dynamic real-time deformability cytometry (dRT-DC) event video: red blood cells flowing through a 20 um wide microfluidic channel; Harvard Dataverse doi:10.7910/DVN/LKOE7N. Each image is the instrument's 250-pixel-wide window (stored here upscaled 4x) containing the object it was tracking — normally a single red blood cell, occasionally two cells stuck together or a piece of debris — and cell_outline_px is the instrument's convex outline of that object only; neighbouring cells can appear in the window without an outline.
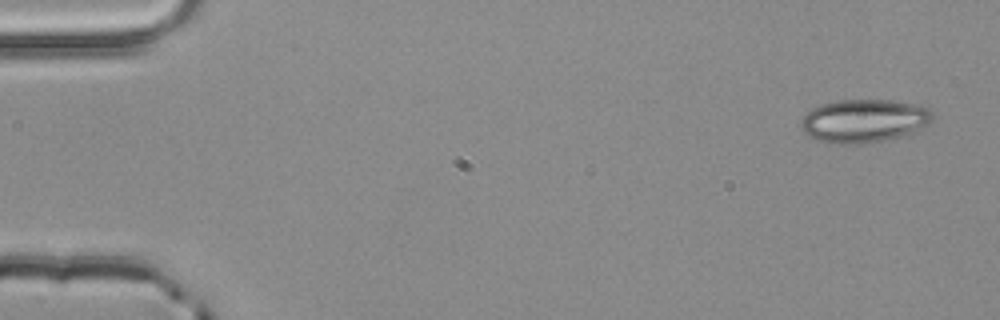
{"species": "common noctule bat (a hibernating species)", "species_latin": "Nyctalus noctula", "temperature_condition": "room temperature", "stored_images_in_passage": 4, "segment_of_instrument_passage": [2, 2], "camera_frame_rate_fps": 3000, "um_per_image_px": 0.085, "animal": {"sex": "male", "body_mass_g": 20.4}, "frame": {"image": 1, "passage_image": 4, "time_ms": 1.0, "image_size_px": [1000, 320], "cell_outline_px": [[936, 116], [924, 128], [916, 132], [884, 140], [860, 144], [828, 144], [816, 140], [808, 136], [804, 132], [800, 124], [800, 120], [812, 108], [820, 104], [836, 100], [892, 100], [916, 104], [928, 108]], "centroid_in_image_um": [73.44, 10.28], "position_along_channel_um": 11.6, "area_um2": 33.7}}